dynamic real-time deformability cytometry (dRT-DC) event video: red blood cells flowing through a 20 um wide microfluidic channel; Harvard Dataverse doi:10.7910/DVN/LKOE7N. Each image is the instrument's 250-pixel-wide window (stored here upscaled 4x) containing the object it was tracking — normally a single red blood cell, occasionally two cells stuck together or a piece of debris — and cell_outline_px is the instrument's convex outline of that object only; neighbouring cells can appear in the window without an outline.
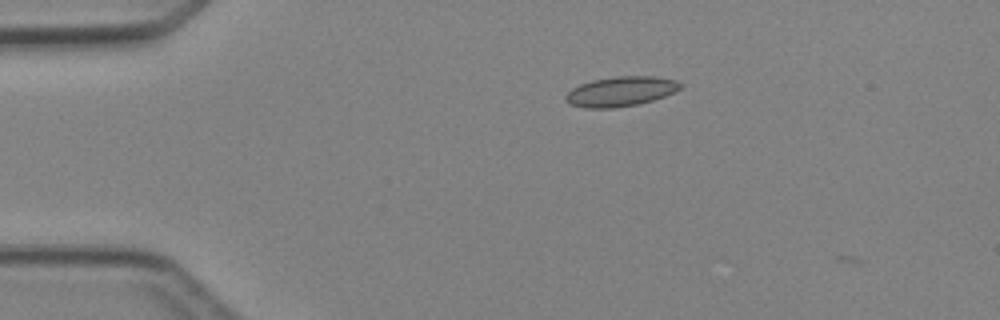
{"species": "Egyptian fruit bat (a non-hibernating species)", "species_latin": "Rousettus aegyptiacus", "temperature_condition": "cold", "stored_images_in_passage": 4, "camera_frame_rate_fps": 3000, "um_per_image_px": 0.085, "animal": {"sex": "female"}, "frame": {"image": 1, "passage_image": 3, "time_ms": 2.333, "image_size_px": [1000, 320], "cell_outline_px": [[684, 84], [680, 88], [664, 96], [652, 100], [636, 104], [616, 108], [584, 108], [572, 104], [564, 100], [564, 96], [572, 88], [580, 84], [592, 80], [616, 76], [656, 76], [676, 80]], "centroid_in_image_um": [52.74, 7.76], "position_along_channel_um": 32.3, "area_um2": 19.88}}
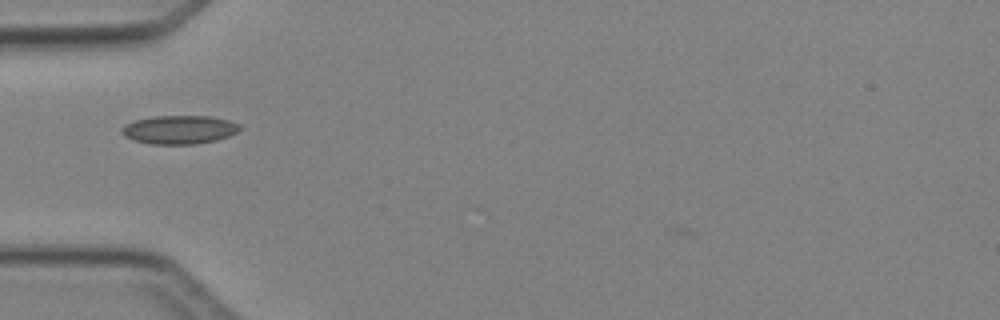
{"frame": {"image": 2, "passage_image": 4, "time_ms": 4.333, "image_size_px": [1000, 320], "cell_outline_px": [[240, 128], [236, 132], [228, 136], [216, 140], [196, 144], [152, 144], [136, 140], [124, 136], [120, 132], [120, 128], [124, 124], [136, 120], [156, 116], [212, 116], [228, 120], [240, 124]], "centroid_in_image_um": [15.23, 11.02], "position_along_channel_um": 69.8, "area_um2": 19.59}}